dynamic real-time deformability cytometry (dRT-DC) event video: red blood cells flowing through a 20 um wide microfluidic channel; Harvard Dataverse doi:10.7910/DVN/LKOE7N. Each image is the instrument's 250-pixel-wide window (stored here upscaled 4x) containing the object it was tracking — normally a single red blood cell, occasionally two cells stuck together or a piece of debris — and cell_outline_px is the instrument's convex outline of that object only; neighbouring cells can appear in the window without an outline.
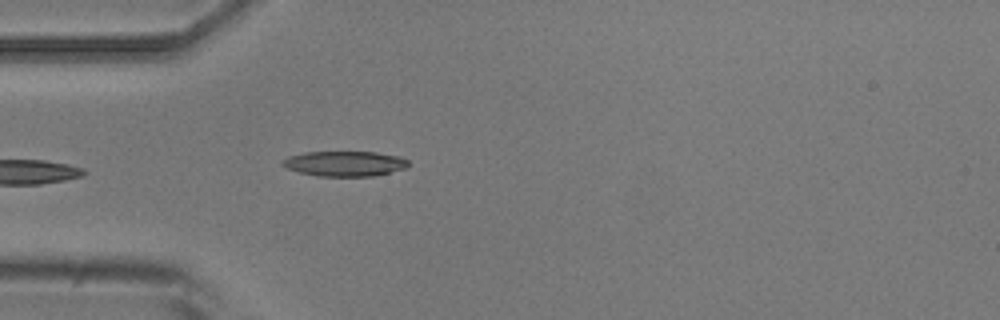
{"species": "common noctule bat (a hibernating species)", "species_latin": "Nyctalus noctula", "temperature_condition": "room temperature", "stored_images_in_passage": 2, "camera_frame_rate_fps": 3000, "um_per_image_px": 0.085, "animal": {"sex": "male", "body_mass_g": 20.5, "forearm_length_mm": 52.5}, "frame": {"image": 1, "passage_image": 2, "time_ms": 1.333, "image_size_px": [1000, 320], "cell_outline_px": [[408, 164], [404, 168], [372, 176], [320, 176], [300, 172], [288, 168], [280, 164], [280, 160], [288, 156], [304, 152], [376, 152], [400, 156], [408, 160]], "centroid_in_image_um": [29.26, 13.89], "position_along_channel_um": 55.7, "area_um2": 18.32}}